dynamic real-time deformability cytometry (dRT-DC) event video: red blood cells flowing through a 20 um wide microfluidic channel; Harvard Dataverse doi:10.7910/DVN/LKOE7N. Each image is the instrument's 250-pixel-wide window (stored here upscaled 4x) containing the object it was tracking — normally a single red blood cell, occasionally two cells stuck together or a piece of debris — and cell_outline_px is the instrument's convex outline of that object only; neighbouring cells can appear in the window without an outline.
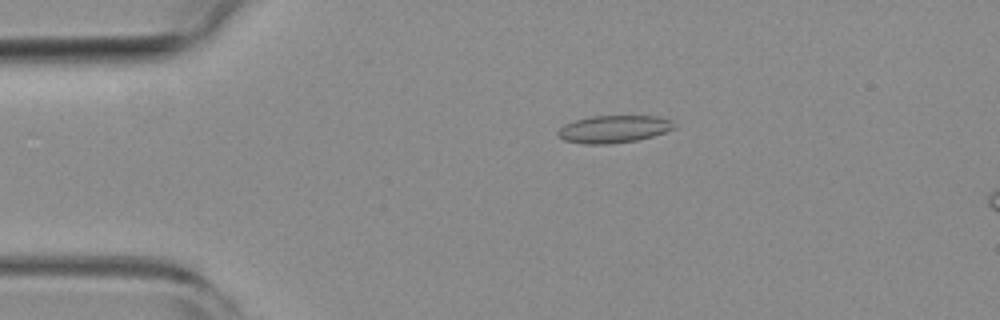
{"species": "common noctule bat (a hibernating species)", "species_latin": "Nyctalus noctula", "temperature_condition": "room temperature", "stored_images_in_passage": 48, "camera_frame_rate_fps": 3000, "um_per_image_px": 0.085, "animal": {"sex": "female", "body_mass_g": 19.3, "forearm_length_mm": 54.1}, "frame": {"image": 1, "passage_image": 6, "time_ms": 1.667, "image_size_px": [1000, 320], "cell_outline_px": [[676, 128], [652, 136], [636, 140], [608, 144], [584, 144], [564, 140], [556, 136], [556, 132], [564, 124], [576, 120], [592, 116], [656, 116], [672, 120], [676, 124]], "centroid_in_image_um": [52.16, 10.97], "position_along_channel_um": 32.8, "area_um2": 18.61}}
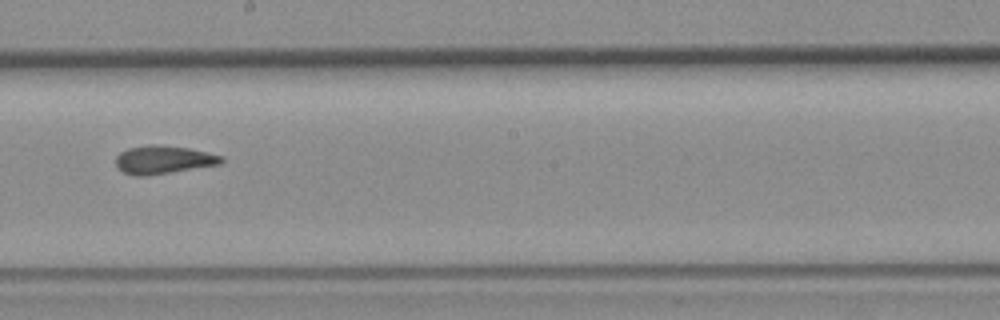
{"frame": {"image": 2, "passage_image": 25, "time_ms": 8.0, "image_size_px": [1000, 320], "cell_outline_px": [[224, 160], [220, 164], [144, 176], [136, 176], [124, 172], [116, 164], [116, 156], [120, 152], [128, 148], [148, 144], [156, 144], [188, 148], [224, 156]], "centroid_in_image_um": [13.88, 13.56], "position_along_channel_um": 234.3, "area_um2": 17.17}}
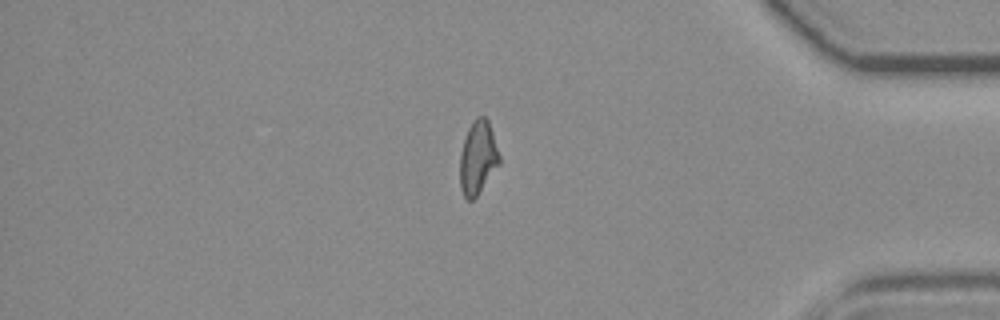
{"frame": {"image": 3, "passage_image": 40, "time_ms": 13.0, "image_size_px": [1000, 320], "cell_outline_px": [[500, 164], [476, 196], [472, 200], [468, 200], [464, 196], [460, 188], [460, 152], [468, 128], [472, 120], [476, 116], [484, 116], [488, 120], [500, 156]], "centroid_in_image_um": [40.61, 13.39], "position_along_channel_um": 394.6, "area_um2": 16.82}, "authors_computed_cell_mechanics": {"area_um2": 17.1666, "velocity_mm_per_s": 3.8482, "shape_relaxation_time_tau1_ms": 10.4655, "shape_relaxation_time_tau2_ms": 2.3423, "deformation_change_tau1": 0.2007, "deformation_change_tau2": 0.0861}}